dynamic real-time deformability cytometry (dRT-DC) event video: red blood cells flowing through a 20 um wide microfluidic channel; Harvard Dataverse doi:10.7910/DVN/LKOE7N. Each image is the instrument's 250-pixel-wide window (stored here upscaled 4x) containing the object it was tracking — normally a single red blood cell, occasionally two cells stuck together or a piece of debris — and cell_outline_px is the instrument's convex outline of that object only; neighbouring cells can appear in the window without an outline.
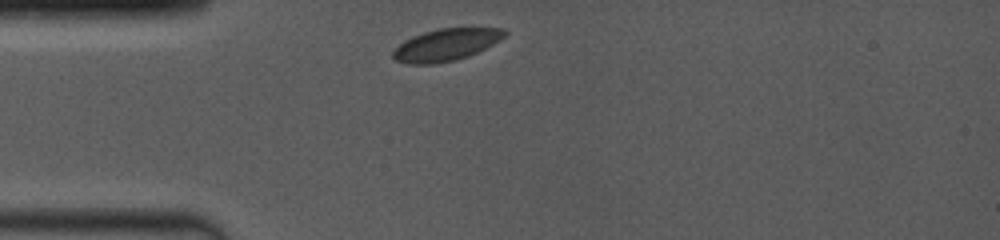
{"species": "common noctule bat (a hibernating species)", "species_latin": "Nyctalus noctula", "temperature_condition": "room temperature", "stored_images_in_passage": 4, "camera_frame_rate_fps": 4000, "um_per_image_px": 0.085, "animal": {"sex": "female", "body_mass_g": 19.0, "forearm_length_mm": 53.3}, "frame": {"image": 1, "passage_image": 1, "time_ms": 0.0, "image_size_px": [1000, 240], "cell_outline_px": [[508, 32], [500, 40], [468, 56], [456, 60], [432, 64], [408, 64], [396, 60], [392, 56], [392, 52], [404, 40], [412, 36], [424, 32], [440, 28], [504, 28]], "centroid_in_image_um": [37.9, 3.8], "position_along_channel_um": 47.1, "area_um2": 20.69}}
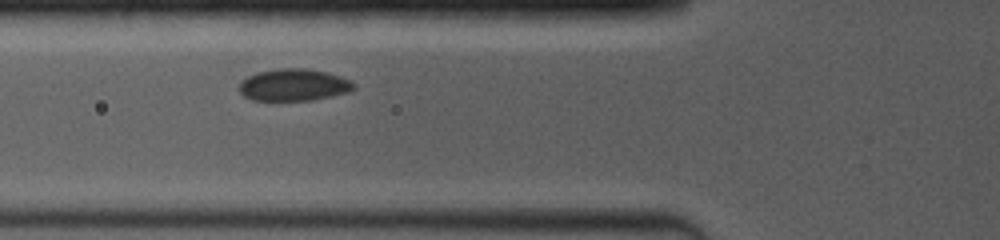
{"frame": {"image": 2, "passage_image": 3, "time_ms": 1.75, "image_size_px": [1000, 240], "cell_outline_px": [[356, 84], [348, 92], [332, 96], [312, 100], [252, 100], [244, 96], [240, 92], [240, 80], [256, 72], [280, 68], [304, 68], [328, 72], [340, 76]], "centroid_in_image_um": [24.94, 7.21], "position_along_channel_um": 100.9, "area_um2": 21.33}}
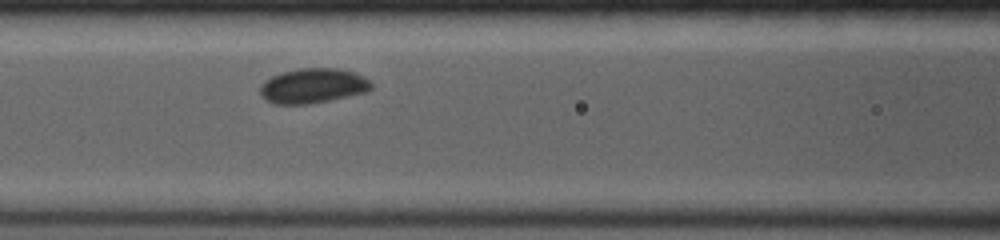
{"frame": {"image": 3, "passage_image": 4, "time_ms": 2.75, "image_size_px": [1000, 240], "cell_outline_px": [[372, 88], [368, 92], [308, 104], [272, 104], [264, 100], [260, 96], [260, 88], [264, 80], [272, 76], [296, 68], [340, 68], [364, 76], [372, 84]], "centroid_in_image_um": [26.57, 7.3], "position_along_channel_um": 140.0, "area_um2": 22.72}}